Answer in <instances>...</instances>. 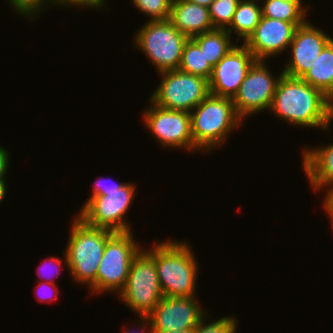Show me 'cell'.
<instances>
[{
    "label": "cell",
    "mask_w": 333,
    "mask_h": 333,
    "mask_svg": "<svg viewBox=\"0 0 333 333\" xmlns=\"http://www.w3.org/2000/svg\"><path fill=\"white\" fill-rule=\"evenodd\" d=\"M257 1L258 0H239L232 23L226 29L230 35L235 31L237 32L238 38H243L245 42L255 31L262 17V7L259 6Z\"/></svg>",
    "instance_id": "20"
},
{
    "label": "cell",
    "mask_w": 333,
    "mask_h": 333,
    "mask_svg": "<svg viewBox=\"0 0 333 333\" xmlns=\"http://www.w3.org/2000/svg\"><path fill=\"white\" fill-rule=\"evenodd\" d=\"M65 249V265L75 282L87 284L96 292V275L107 240L115 233L91 227L76 216Z\"/></svg>",
    "instance_id": "3"
},
{
    "label": "cell",
    "mask_w": 333,
    "mask_h": 333,
    "mask_svg": "<svg viewBox=\"0 0 333 333\" xmlns=\"http://www.w3.org/2000/svg\"><path fill=\"white\" fill-rule=\"evenodd\" d=\"M239 0H214L209 13L214 29H227L232 23Z\"/></svg>",
    "instance_id": "23"
},
{
    "label": "cell",
    "mask_w": 333,
    "mask_h": 333,
    "mask_svg": "<svg viewBox=\"0 0 333 333\" xmlns=\"http://www.w3.org/2000/svg\"><path fill=\"white\" fill-rule=\"evenodd\" d=\"M302 156L304 172L314 191L333 182V144L316 149L305 147Z\"/></svg>",
    "instance_id": "17"
},
{
    "label": "cell",
    "mask_w": 333,
    "mask_h": 333,
    "mask_svg": "<svg viewBox=\"0 0 333 333\" xmlns=\"http://www.w3.org/2000/svg\"><path fill=\"white\" fill-rule=\"evenodd\" d=\"M123 333H134V332L124 331ZM136 333H138V331Z\"/></svg>",
    "instance_id": "36"
},
{
    "label": "cell",
    "mask_w": 333,
    "mask_h": 333,
    "mask_svg": "<svg viewBox=\"0 0 333 333\" xmlns=\"http://www.w3.org/2000/svg\"><path fill=\"white\" fill-rule=\"evenodd\" d=\"M106 184V185H105ZM126 183H114V184H108L107 180H96L93 184V193L92 195L87 199L86 203L82 205V208L93 198L96 196H102V191H112V190H119L122 188Z\"/></svg>",
    "instance_id": "28"
},
{
    "label": "cell",
    "mask_w": 333,
    "mask_h": 333,
    "mask_svg": "<svg viewBox=\"0 0 333 333\" xmlns=\"http://www.w3.org/2000/svg\"><path fill=\"white\" fill-rule=\"evenodd\" d=\"M189 37L176 29L169 19L150 21L138 30L135 46L144 52L146 58L163 71L178 69L184 46Z\"/></svg>",
    "instance_id": "5"
},
{
    "label": "cell",
    "mask_w": 333,
    "mask_h": 333,
    "mask_svg": "<svg viewBox=\"0 0 333 333\" xmlns=\"http://www.w3.org/2000/svg\"><path fill=\"white\" fill-rule=\"evenodd\" d=\"M9 152L3 146H0V179H5L7 168L9 165Z\"/></svg>",
    "instance_id": "32"
},
{
    "label": "cell",
    "mask_w": 333,
    "mask_h": 333,
    "mask_svg": "<svg viewBox=\"0 0 333 333\" xmlns=\"http://www.w3.org/2000/svg\"><path fill=\"white\" fill-rule=\"evenodd\" d=\"M139 317H141L140 318V320H141L140 324H142V325L138 326L139 330H140L141 327H143L141 329V333H143V332L145 333L146 328H147L146 325L150 326V328H149L150 329L149 330L150 333H193V329H184V330H178V331H174V332L173 331H169V332H152V327H151V323H150L149 317L148 316H139Z\"/></svg>",
    "instance_id": "33"
},
{
    "label": "cell",
    "mask_w": 333,
    "mask_h": 333,
    "mask_svg": "<svg viewBox=\"0 0 333 333\" xmlns=\"http://www.w3.org/2000/svg\"><path fill=\"white\" fill-rule=\"evenodd\" d=\"M57 285L56 284H53V283H48V282H44V281H41L40 283H39V285H38V287H36L37 288V292H35V293H37V294H39V295H37L38 297V300L39 301H41V302H46V300L47 301H52V300H55V299H57L56 297H57V294H58V291H57V287H56ZM40 287H42V288H40ZM48 288L50 291H52V293H51V295H50V293L49 294H45V292L44 293H42L40 290L41 289H43V288ZM56 287V288H55ZM45 288V290L47 291L48 289H46ZM52 289V290H51ZM44 290V289H43ZM44 290V291H45ZM39 292V293H38ZM42 293V296L40 295ZM48 293V292H47ZM56 294V295H55ZM50 295V296H49ZM47 297V298H46ZM49 298V299H48Z\"/></svg>",
    "instance_id": "30"
},
{
    "label": "cell",
    "mask_w": 333,
    "mask_h": 333,
    "mask_svg": "<svg viewBox=\"0 0 333 333\" xmlns=\"http://www.w3.org/2000/svg\"><path fill=\"white\" fill-rule=\"evenodd\" d=\"M330 188H328L329 190L326 191V197H324V209L325 212H327V214H329L330 216V220L332 221L331 223H333V182H331L329 185Z\"/></svg>",
    "instance_id": "31"
},
{
    "label": "cell",
    "mask_w": 333,
    "mask_h": 333,
    "mask_svg": "<svg viewBox=\"0 0 333 333\" xmlns=\"http://www.w3.org/2000/svg\"><path fill=\"white\" fill-rule=\"evenodd\" d=\"M169 21L189 38L214 30L209 8L188 0H172Z\"/></svg>",
    "instance_id": "16"
},
{
    "label": "cell",
    "mask_w": 333,
    "mask_h": 333,
    "mask_svg": "<svg viewBox=\"0 0 333 333\" xmlns=\"http://www.w3.org/2000/svg\"><path fill=\"white\" fill-rule=\"evenodd\" d=\"M152 332L194 329L205 315L196 297L164 296L147 315Z\"/></svg>",
    "instance_id": "12"
},
{
    "label": "cell",
    "mask_w": 333,
    "mask_h": 333,
    "mask_svg": "<svg viewBox=\"0 0 333 333\" xmlns=\"http://www.w3.org/2000/svg\"><path fill=\"white\" fill-rule=\"evenodd\" d=\"M131 232H115L107 240L97 270L96 293L123 290L132 260L142 250Z\"/></svg>",
    "instance_id": "8"
},
{
    "label": "cell",
    "mask_w": 333,
    "mask_h": 333,
    "mask_svg": "<svg viewBox=\"0 0 333 333\" xmlns=\"http://www.w3.org/2000/svg\"><path fill=\"white\" fill-rule=\"evenodd\" d=\"M128 308L147 316L164 297L154 259L140 250L133 258L123 290L119 293Z\"/></svg>",
    "instance_id": "6"
},
{
    "label": "cell",
    "mask_w": 333,
    "mask_h": 333,
    "mask_svg": "<svg viewBox=\"0 0 333 333\" xmlns=\"http://www.w3.org/2000/svg\"><path fill=\"white\" fill-rule=\"evenodd\" d=\"M6 187H7L6 181L4 179H0V203L2 202L7 193Z\"/></svg>",
    "instance_id": "34"
},
{
    "label": "cell",
    "mask_w": 333,
    "mask_h": 333,
    "mask_svg": "<svg viewBox=\"0 0 333 333\" xmlns=\"http://www.w3.org/2000/svg\"><path fill=\"white\" fill-rule=\"evenodd\" d=\"M143 115L144 125L152 132L154 138L165 148L197 149L191 134V116L189 112L168 110L150 104Z\"/></svg>",
    "instance_id": "11"
},
{
    "label": "cell",
    "mask_w": 333,
    "mask_h": 333,
    "mask_svg": "<svg viewBox=\"0 0 333 333\" xmlns=\"http://www.w3.org/2000/svg\"><path fill=\"white\" fill-rule=\"evenodd\" d=\"M205 318L204 316L198 326L193 329V333H235L237 331V321L232 316L222 317L207 325Z\"/></svg>",
    "instance_id": "25"
},
{
    "label": "cell",
    "mask_w": 333,
    "mask_h": 333,
    "mask_svg": "<svg viewBox=\"0 0 333 333\" xmlns=\"http://www.w3.org/2000/svg\"><path fill=\"white\" fill-rule=\"evenodd\" d=\"M333 101V39L323 48L313 66L301 77Z\"/></svg>",
    "instance_id": "18"
},
{
    "label": "cell",
    "mask_w": 333,
    "mask_h": 333,
    "mask_svg": "<svg viewBox=\"0 0 333 333\" xmlns=\"http://www.w3.org/2000/svg\"><path fill=\"white\" fill-rule=\"evenodd\" d=\"M191 134L195 147L206 151L224 144L233 128L243 120L237 115L233 100L209 94L191 112ZM217 146V147H216Z\"/></svg>",
    "instance_id": "4"
},
{
    "label": "cell",
    "mask_w": 333,
    "mask_h": 333,
    "mask_svg": "<svg viewBox=\"0 0 333 333\" xmlns=\"http://www.w3.org/2000/svg\"><path fill=\"white\" fill-rule=\"evenodd\" d=\"M135 187L128 182L119 190L102 191V196L93 197L77 216L91 227L129 232L131 227L124 218L135 197Z\"/></svg>",
    "instance_id": "9"
},
{
    "label": "cell",
    "mask_w": 333,
    "mask_h": 333,
    "mask_svg": "<svg viewBox=\"0 0 333 333\" xmlns=\"http://www.w3.org/2000/svg\"><path fill=\"white\" fill-rule=\"evenodd\" d=\"M188 1L209 8L214 0H188Z\"/></svg>",
    "instance_id": "35"
},
{
    "label": "cell",
    "mask_w": 333,
    "mask_h": 333,
    "mask_svg": "<svg viewBox=\"0 0 333 333\" xmlns=\"http://www.w3.org/2000/svg\"><path fill=\"white\" fill-rule=\"evenodd\" d=\"M178 69L209 80L213 67L206 60L199 46L189 38L184 46L182 60Z\"/></svg>",
    "instance_id": "22"
},
{
    "label": "cell",
    "mask_w": 333,
    "mask_h": 333,
    "mask_svg": "<svg viewBox=\"0 0 333 333\" xmlns=\"http://www.w3.org/2000/svg\"><path fill=\"white\" fill-rule=\"evenodd\" d=\"M270 111L291 125L328 130L333 120V101L301 78L282 74Z\"/></svg>",
    "instance_id": "1"
},
{
    "label": "cell",
    "mask_w": 333,
    "mask_h": 333,
    "mask_svg": "<svg viewBox=\"0 0 333 333\" xmlns=\"http://www.w3.org/2000/svg\"><path fill=\"white\" fill-rule=\"evenodd\" d=\"M262 16L286 22H305L306 9L299 0H263Z\"/></svg>",
    "instance_id": "21"
},
{
    "label": "cell",
    "mask_w": 333,
    "mask_h": 333,
    "mask_svg": "<svg viewBox=\"0 0 333 333\" xmlns=\"http://www.w3.org/2000/svg\"><path fill=\"white\" fill-rule=\"evenodd\" d=\"M306 20L297 26L291 44V58L282 70L283 74L301 78L314 64L323 48L332 40L319 28Z\"/></svg>",
    "instance_id": "14"
},
{
    "label": "cell",
    "mask_w": 333,
    "mask_h": 333,
    "mask_svg": "<svg viewBox=\"0 0 333 333\" xmlns=\"http://www.w3.org/2000/svg\"><path fill=\"white\" fill-rule=\"evenodd\" d=\"M158 88L150 96V102L168 109L191 112L209 94L207 79L186 73L180 69L163 71Z\"/></svg>",
    "instance_id": "7"
},
{
    "label": "cell",
    "mask_w": 333,
    "mask_h": 333,
    "mask_svg": "<svg viewBox=\"0 0 333 333\" xmlns=\"http://www.w3.org/2000/svg\"><path fill=\"white\" fill-rule=\"evenodd\" d=\"M255 61L256 58L244 44L240 47L235 45L213 67L208 80L210 94L233 99Z\"/></svg>",
    "instance_id": "13"
},
{
    "label": "cell",
    "mask_w": 333,
    "mask_h": 333,
    "mask_svg": "<svg viewBox=\"0 0 333 333\" xmlns=\"http://www.w3.org/2000/svg\"><path fill=\"white\" fill-rule=\"evenodd\" d=\"M191 39L199 46L206 60L214 67L236 44L226 29H214L195 35Z\"/></svg>",
    "instance_id": "19"
},
{
    "label": "cell",
    "mask_w": 333,
    "mask_h": 333,
    "mask_svg": "<svg viewBox=\"0 0 333 333\" xmlns=\"http://www.w3.org/2000/svg\"><path fill=\"white\" fill-rule=\"evenodd\" d=\"M185 242H159L146 252L154 259L157 274L166 297H195L198 264Z\"/></svg>",
    "instance_id": "2"
},
{
    "label": "cell",
    "mask_w": 333,
    "mask_h": 333,
    "mask_svg": "<svg viewBox=\"0 0 333 333\" xmlns=\"http://www.w3.org/2000/svg\"><path fill=\"white\" fill-rule=\"evenodd\" d=\"M50 3L51 4H56L57 3V5L59 4H62V5H64V7L65 6H69V7H71V6H81V8H82V5H83V7H92V8H96V9H98L99 7L101 8V7H103L104 6V0H50Z\"/></svg>",
    "instance_id": "29"
},
{
    "label": "cell",
    "mask_w": 333,
    "mask_h": 333,
    "mask_svg": "<svg viewBox=\"0 0 333 333\" xmlns=\"http://www.w3.org/2000/svg\"><path fill=\"white\" fill-rule=\"evenodd\" d=\"M13 9L16 12L21 13L25 17H29V20L35 19L34 16H38L44 9L46 2L50 3V0H8ZM43 7V8H42ZM41 10V11H40ZM30 15V16H29Z\"/></svg>",
    "instance_id": "26"
},
{
    "label": "cell",
    "mask_w": 333,
    "mask_h": 333,
    "mask_svg": "<svg viewBox=\"0 0 333 333\" xmlns=\"http://www.w3.org/2000/svg\"><path fill=\"white\" fill-rule=\"evenodd\" d=\"M143 14L150 16V21L166 20L170 17L172 0H132Z\"/></svg>",
    "instance_id": "24"
},
{
    "label": "cell",
    "mask_w": 333,
    "mask_h": 333,
    "mask_svg": "<svg viewBox=\"0 0 333 333\" xmlns=\"http://www.w3.org/2000/svg\"><path fill=\"white\" fill-rule=\"evenodd\" d=\"M46 261H48V262H46ZM44 263L42 262V265H40L39 267H38V270H37V272H38V275L39 276H41L42 277V275H43V277H42V279L43 278H46V280H44V282H48V283H53V284H55V282H54V280L52 279V278H54L55 277V275H59L60 273V270H61V265H62V260L59 258H54V257H51V258H49V260H46ZM46 263V264H45ZM42 266H44L46 269L48 268L49 269V272H47L48 274H46V276H45V274H42L43 272H42V270H44V269H42L43 267ZM52 266L54 267L53 268V271H55L56 272V269L59 271V272H56L55 274H54V272L52 271ZM56 267V268H55ZM59 268H60V270H59ZM50 271H52L53 272V276L51 275V272ZM42 274V275H41ZM48 280V281H47Z\"/></svg>",
    "instance_id": "27"
},
{
    "label": "cell",
    "mask_w": 333,
    "mask_h": 333,
    "mask_svg": "<svg viewBox=\"0 0 333 333\" xmlns=\"http://www.w3.org/2000/svg\"><path fill=\"white\" fill-rule=\"evenodd\" d=\"M304 22H286L262 16L255 31L243 42L256 60H265L270 56L289 48L297 26Z\"/></svg>",
    "instance_id": "15"
},
{
    "label": "cell",
    "mask_w": 333,
    "mask_h": 333,
    "mask_svg": "<svg viewBox=\"0 0 333 333\" xmlns=\"http://www.w3.org/2000/svg\"><path fill=\"white\" fill-rule=\"evenodd\" d=\"M265 60H256L250 67L239 91L233 97L237 115L243 118L249 114L270 110L273 96L281 75L273 77Z\"/></svg>",
    "instance_id": "10"
}]
</instances>
